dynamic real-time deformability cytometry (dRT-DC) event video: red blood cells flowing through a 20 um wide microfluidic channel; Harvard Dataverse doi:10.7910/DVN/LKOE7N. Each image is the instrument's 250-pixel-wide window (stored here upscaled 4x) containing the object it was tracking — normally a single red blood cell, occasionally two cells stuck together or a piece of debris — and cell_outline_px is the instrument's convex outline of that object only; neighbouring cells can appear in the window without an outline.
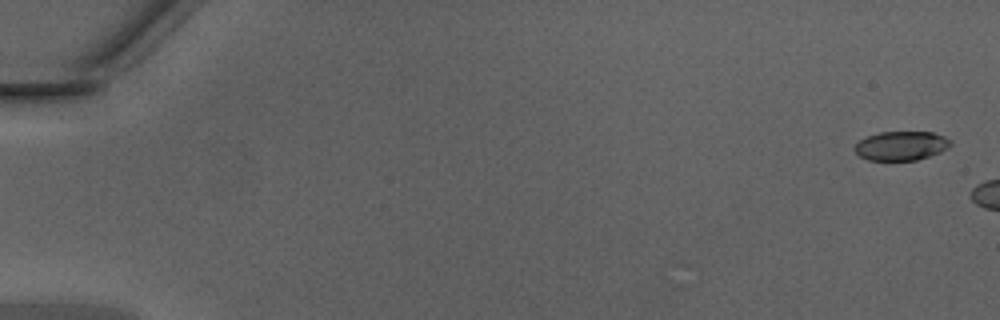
{"species": "Egyptian fruit bat (a non-hibernating species)", "species_latin": "Rousettus aegyptiacus", "temperature_condition": "warm", "stored_images_in_passage": 5, "camera_frame_rate_fps": 3000, "um_per_image_px": 0.085, "animal": {"sex": "male"}, "frame": {"image": 1, "passage_image": 1, "time_ms": 0.0, "image_size_px": [1000, 320], "cell_outline_px": [[952, 144], [948, 148], [940, 152], [916, 160], [868, 160], [860, 156], [852, 148], [860, 140], [868, 136], [880, 132], [932, 132], [944, 136], [952, 140]], "centroid_in_image_um": [76.61, 12.39], "position_along_channel_um": 8.4, "area_um2": 16.24}}